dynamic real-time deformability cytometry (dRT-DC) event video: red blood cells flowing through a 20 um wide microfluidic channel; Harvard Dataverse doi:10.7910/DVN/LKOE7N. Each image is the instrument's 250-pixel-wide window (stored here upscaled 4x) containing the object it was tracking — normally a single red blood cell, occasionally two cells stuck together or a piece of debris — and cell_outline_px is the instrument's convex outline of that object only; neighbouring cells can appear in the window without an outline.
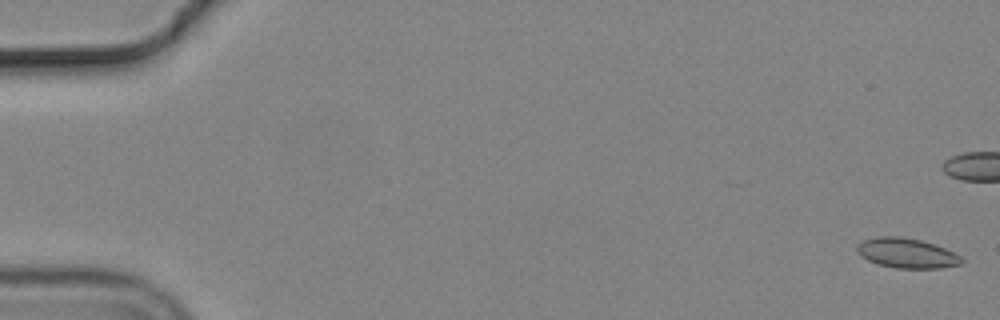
{"species": "common noctule bat (a hibernating species)", "species_latin": "Nyctalus noctula", "temperature_condition": "cold", "stored_images_in_passage": 58, "camera_frame_rate_fps": 3000, "um_per_image_px": 0.085, "animal": {"sex": "male", "body_mass_g": 19.2, "forearm_length_mm": 51.8}, "frame": {"image": 1, "passage_image": 2, "time_ms": 0.333, "image_size_px": [1000, 320], "cell_outline_px": [[964, 260], [960, 264], [940, 268], [896, 268], [880, 264], [868, 260], [856, 248], [856, 244], [864, 240], [876, 236], [896, 236], [920, 240], [944, 248], [960, 256]], "centroid_in_image_um": [77.07, 21.51], "position_along_channel_um": 7.9, "area_um2": 17.8}}
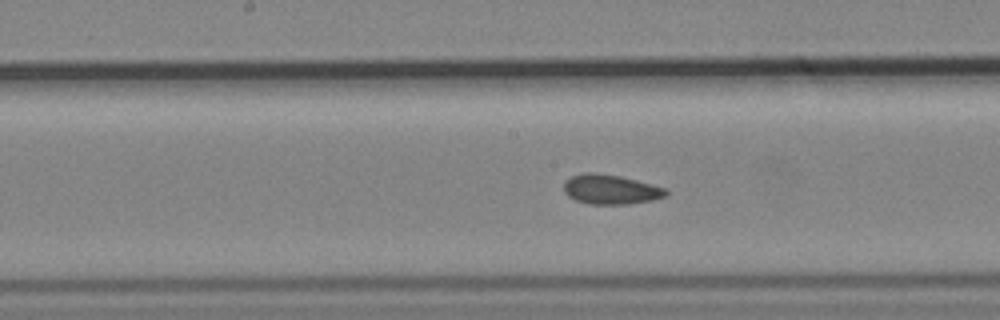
{"frame": {"image": 2, "passage_image": 30, "time_ms": 9.667, "image_size_px": [1000, 320], "cell_outline_px": [[668, 196], [652, 200], [628, 204], [588, 204], [576, 200], [568, 196], [564, 192], [564, 180], [572, 176], [584, 172], [596, 172], [620, 176], [636, 180], [664, 188], [668, 192]], "centroid_in_image_um": [51.88, 16.1], "position_along_channel_um": 196.3, "area_um2": 17.69}}
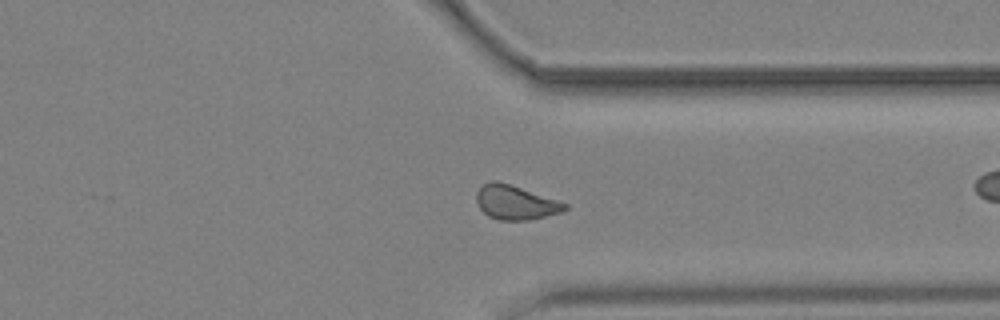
{"frame": {"image": 3, "passage_image": 44, "time_ms": 14.333, "image_size_px": [1000, 320], "cell_outline_px": [[568, 208], [560, 212], [528, 220], [500, 220], [488, 216], [480, 208], [476, 200], [476, 192], [484, 184], [492, 180], [496, 180], [568, 204]], "centroid_in_image_um": [43.78, 17.22], "position_along_channel_um": 367.6, "area_um2": 17.17}, "authors_computed_cell_mechanics": {"area_um2": 17.5134, "velocity_mm_per_s": 3.6851, "shape_relaxation_time_tau1_ms": null, "shape_relaxation_time_tau2_ms": 3.2607, "deformation_change_tau1": null, "deformation_change_tau2": 0.0565}}